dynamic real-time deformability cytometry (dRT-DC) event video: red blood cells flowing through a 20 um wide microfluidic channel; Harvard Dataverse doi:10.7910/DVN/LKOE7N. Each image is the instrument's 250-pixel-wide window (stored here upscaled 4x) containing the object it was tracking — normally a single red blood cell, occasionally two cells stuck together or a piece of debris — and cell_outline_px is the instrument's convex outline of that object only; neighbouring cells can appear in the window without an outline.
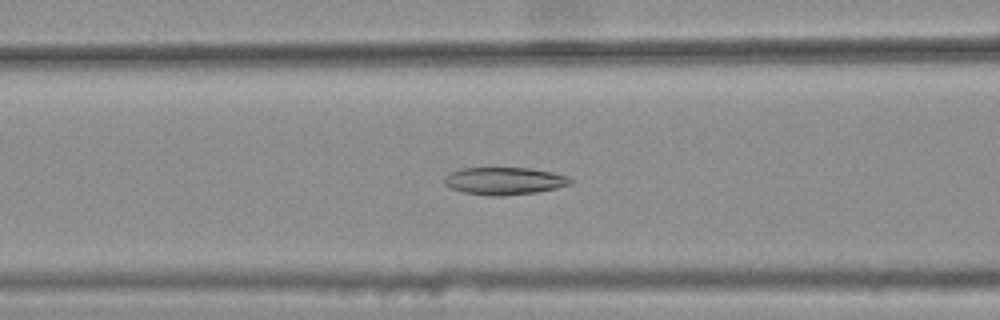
{"species": "common noctule bat (a hibernating species)", "species_latin": "Nyctalus noctula", "temperature_condition": "warm", "stored_images_in_passage": 45, "camera_frame_rate_fps": 3000, "um_per_image_px": 0.085, "animal": {"sex": "female", "body_mass_g": 25.1}, "frame": {"image": 1, "passage_image": 21, "time_ms": 6.667, "image_size_px": [1000, 320], "cell_outline_px": [[572, 184], [556, 188], [536, 192], [500, 196], [492, 196], [464, 192], [448, 188], [444, 184], [444, 176], [448, 172], [460, 168], [528, 168], [552, 172], [568, 176], [572, 180]], "centroid_in_image_um": [42.82, 15.37], "position_along_channel_um": 123.8, "area_um2": 20.29}}
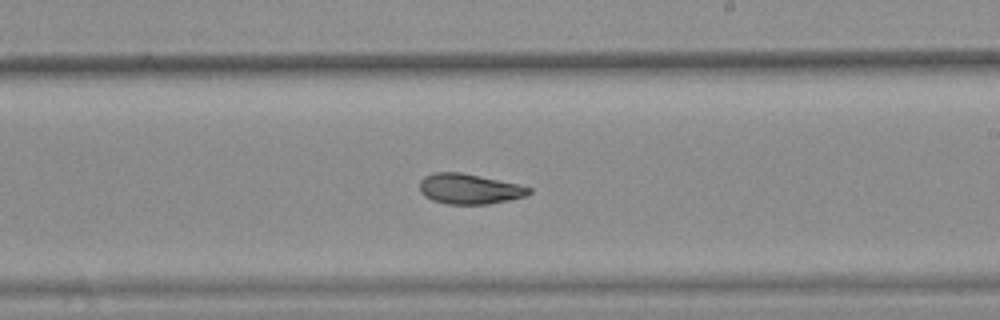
{"frame": {"image": 2, "passage_image": 31, "time_ms": 10.0, "image_size_px": [1000, 320], "cell_outline_px": [[532, 192], [524, 196], [508, 200], [488, 204], [448, 204], [432, 200], [424, 196], [420, 192], [420, 180], [424, 176], [432, 172], [460, 172], [516, 184], [532, 188]], "centroid_in_image_um": [39.84, 16.06], "position_along_channel_um": 249.2, "area_um2": 19.13}}
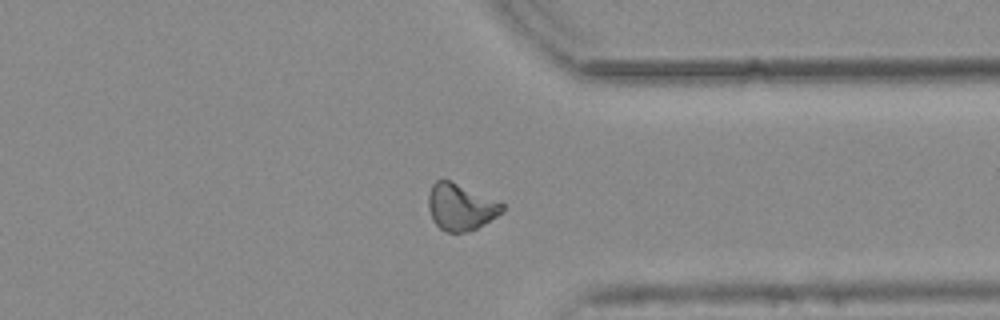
{"frame": {"image": 3, "passage_image": 41, "time_ms": 13.333, "image_size_px": [1000, 320], "cell_outline_px": [[504, 208], [496, 216], [476, 228], [464, 232], [444, 232], [432, 220], [428, 208], [428, 196], [432, 184], [436, 180], [448, 180], [504, 204]], "centroid_in_image_um": [39.09, 17.61], "position_along_channel_um": 372.3, "area_um2": 19.54}, "authors_computed_cell_mechanics": {"area_um2": 20.1722, "velocity_mm_per_s": 3.7718, "shape_relaxation_time_tau1_ms": null, "shape_relaxation_time_tau2_ms": 4.24, "deformation_change_tau1": null, "deformation_change_tau2": 0.0979}}